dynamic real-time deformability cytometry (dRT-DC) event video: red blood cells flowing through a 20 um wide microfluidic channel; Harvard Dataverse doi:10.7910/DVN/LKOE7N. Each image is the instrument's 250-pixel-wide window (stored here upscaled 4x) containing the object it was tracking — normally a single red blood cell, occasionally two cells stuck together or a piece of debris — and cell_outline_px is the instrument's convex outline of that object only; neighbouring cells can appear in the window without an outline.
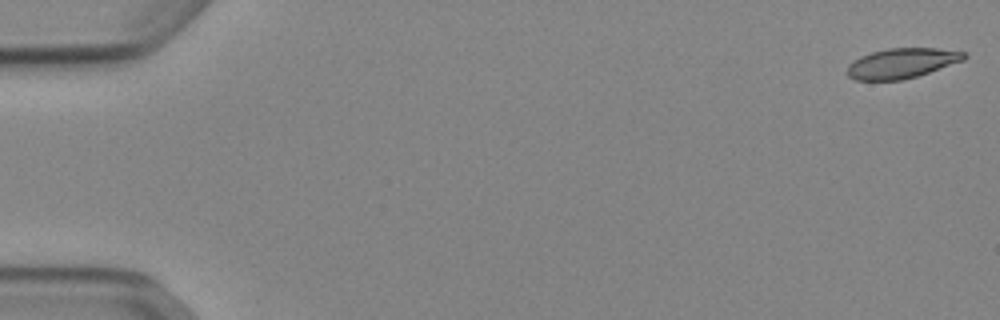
{"species": "Egyptian fruit bat (a non-hibernating species)", "species_latin": "Rousettus aegyptiacus", "temperature_condition": "cold", "stored_images_in_passage": 53, "camera_frame_rate_fps": 3000, "um_per_image_px": 0.085, "animal": {"sex": "female"}, "frame": {"image": 1, "passage_image": 1, "time_ms": 0.0, "image_size_px": [1000, 320], "cell_outline_px": [[968, 56], [964, 60], [916, 76], [900, 80], [856, 80], [848, 76], [848, 64], [860, 56], [872, 52], [888, 48], [936, 48], [964, 52]], "centroid_in_image_um": [76.64, 5.37], "position_along_channel_um": 8.4, "area_um2": 20.23}}
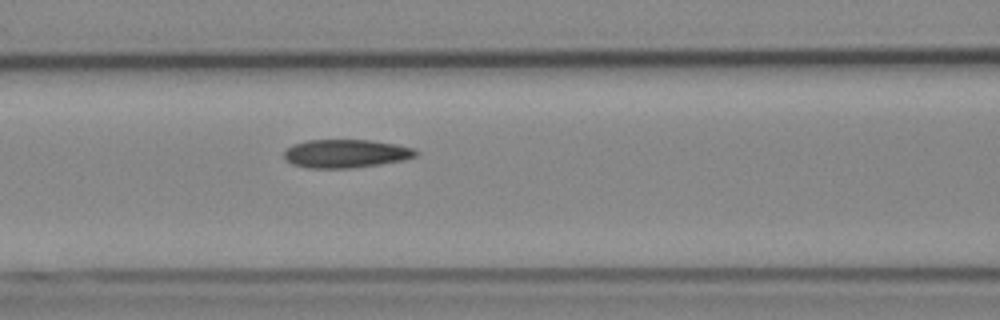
{"frame": {"image": 2, "passage_image": 23, "time_ms": 7.333, "image_size_px": [1000, 320], "cell_outline_px": [[420, 152], [416, 156], [404, 160], [380, 164], [352, 168], [308, 168], [292, 164], [284, 160], [284, 152], [292, 144], [308, 140], [368, 140], [396, 144], [412, 148]], "centroid_in_image_um": [29.38, 13.06], "position_along_channel_um": 137.2, "area_um2": 21.85}}
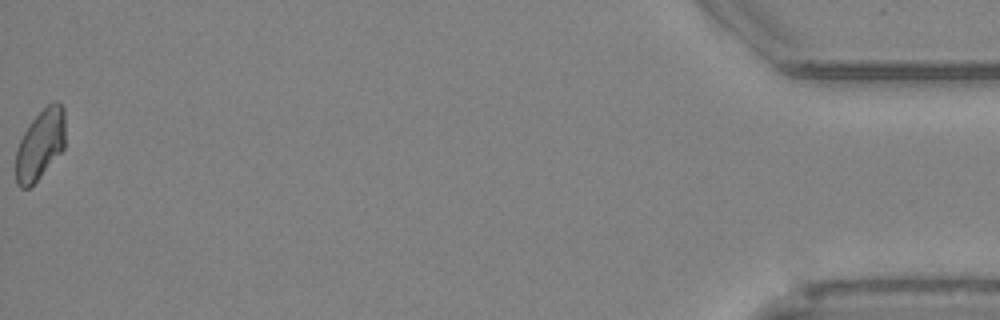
{"frame": {"image": 3, "passage_image": 53, "time_ms": 17.333, "image_size_px": [1000, 320], "cell_outline_px": [[64, 148], [40, 176], [28, 188], [20, 188], [16, 184], [16, 148], [24, 132], [32, 120], [52, 100], [56, 100], [64, 108]], "centroid_in_image_um": [3.41, 12.27], "position_along_channel_um": 431.8, "area_um2": 19.94}, "authors_computed_cell_mechanics": {"area_um2": 21.5594, "velocity_mm_per_s": 3.8824, "shape_relaxation_time_tau1_ms": null, "shape_relaxation_time_tau2_ms": 4.3277, "deformation_change_tau1": null, "deformation_change_tau2": 0.0914}}